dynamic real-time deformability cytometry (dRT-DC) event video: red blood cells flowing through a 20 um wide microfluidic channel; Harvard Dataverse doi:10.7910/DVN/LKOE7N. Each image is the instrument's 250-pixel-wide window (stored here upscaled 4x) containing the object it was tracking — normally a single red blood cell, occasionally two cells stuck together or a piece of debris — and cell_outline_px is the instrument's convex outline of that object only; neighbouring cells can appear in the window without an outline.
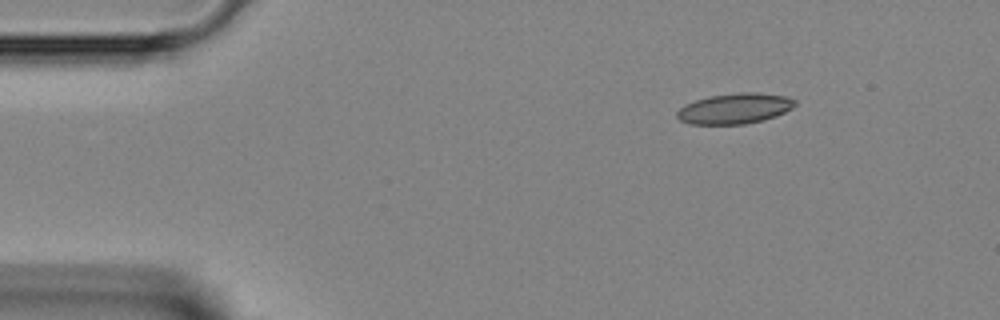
{"species": "Egyptian fruit bat (a non-hibernating species)", "species_latin": "Rousettus aegyptiacus", "temperature_condition": "room temperature", "stored_images_in_passage": 40, "camera_frame_rate_fps": 3000, "um_per_image_px": 0.085, "animal": {"sex": "female"}, "frame": {"image": 1, "passage_image": 1, "time_ms": 0.0, "image_size_px": [1000, 320], "cell_outline_px": [[796, 104], [792, 108], [776, 116], [764, 120], [744, 124], [688, 124], [680, 120], [676, 116], [676, 112], [684, 104], [696, 100], [712, 96], [744, 92], [756, 92], [784, 96], [796, 100]], "centroid_in_image_um": [62.44, 9.23], "position_along_channel_um": 22.6, "area_um2": 20.87}}
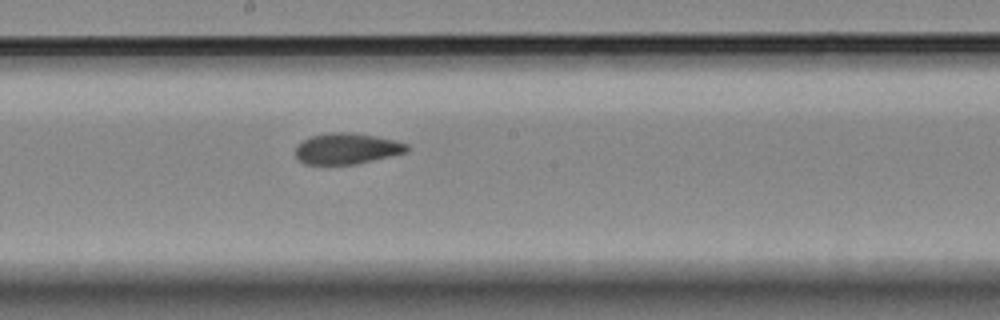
{"frame": {"image": 2, "passage_image": 19, "time_ms": 6.0, "image_size_px": [1000, 320], "cell_outline_px": [[408, 152], [356, 164], [304, 164], [296, 156], [296, 144], [312, 136], [332, 132], [352, 132], [376, 136], [396, 140], [408, 144]], "centroid_in_image_um": [29.5, 12.62], "position_along_channel_um": 218.7, "area_um2": 20.11}}
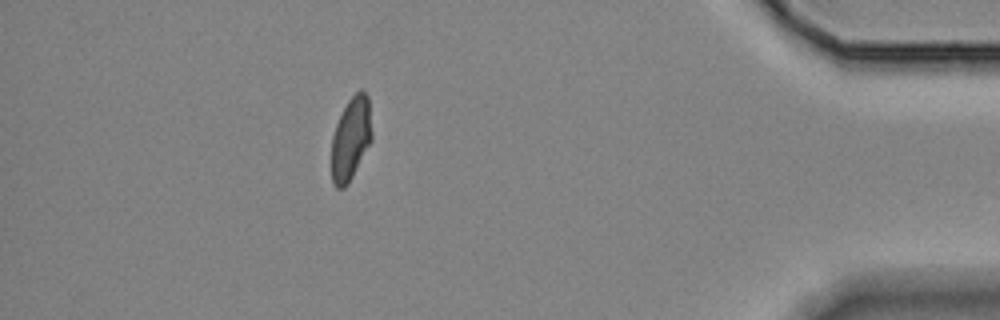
{"frame": {"image": 3, "passage_image": 35, "time_ms": 11.333, "image_size_px": [1000, 320], "cell_outline_px": [[372, 140], [348, 184], [344, 188], [336, 188], [332, 180], [332, 136], [336, 124], [348, 100], [360, 88], [368, 96], [372, 132]], "centroid_in_image_um": [29.83, 11.78], "position_along_channel_um": 405.4, "area_um2": 19.42}}